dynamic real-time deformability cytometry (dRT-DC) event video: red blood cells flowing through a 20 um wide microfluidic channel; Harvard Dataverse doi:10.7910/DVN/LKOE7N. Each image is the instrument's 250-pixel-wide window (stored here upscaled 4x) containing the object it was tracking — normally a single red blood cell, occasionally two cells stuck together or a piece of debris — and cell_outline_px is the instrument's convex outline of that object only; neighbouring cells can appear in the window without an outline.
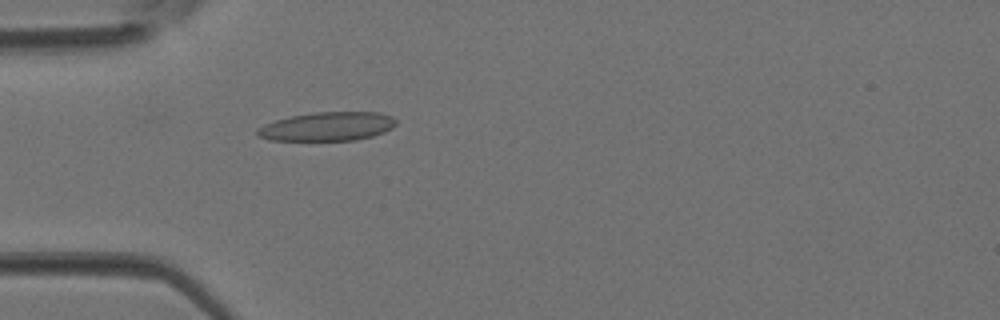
{"species": "Egyptian fruit bat (a non-hibernating species)", "species_latin": "Rousettus aegyptiacus", "temperature_condition": "room temperature", "stored_images_in_passage": 1, "camera_frame_rate_fps": 3000, "um_per_image_px": 0.085, "animal": {"sex": "female"}, "frame": {"image": 1, "passage_image": 1, "time_ms": 0.0, "image_size_px": [1000, 320], "cell_outline_px": [[396, 124], [392, 128], [384, 132], [372, 136], [356, 140], [268, 140], [256, 136], [256, 128], [264, 124], [276, 120], [292, 116], [312, 112], [380, 112], [392, 116], [396, 120]], "centroid_in_image_um": [27.81, 10.75], "position_along_channel_um": 57.2, "area_um2": 23.41}}